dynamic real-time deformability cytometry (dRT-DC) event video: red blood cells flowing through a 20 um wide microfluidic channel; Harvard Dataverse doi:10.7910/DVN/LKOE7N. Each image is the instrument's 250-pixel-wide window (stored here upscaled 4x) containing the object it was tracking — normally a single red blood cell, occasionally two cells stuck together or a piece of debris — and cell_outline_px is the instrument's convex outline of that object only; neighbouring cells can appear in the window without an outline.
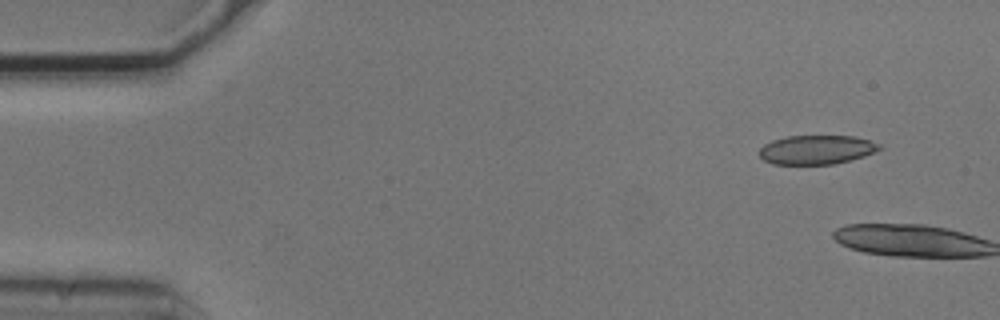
{"species": "common noctule bat (a hibernating species)", "species_latin": "Nyctalus noctula", "temperature_condition": "cold", "stored_images_in_passage": 5, "camera_frame_rate_fps": 3000, "um_per_image_px": 0.085, "animal": {"sex": "male", "body_mass_g": 20.5, "forearm_length_mm": 52.5}, "frame": {"image": 1, "passage_image": 2, "time_ms": 0.333, "image_size_px": [1000, 320], "cell_outline_px": [[884, 148], [864, 156], [832, 164], [772, 164], [764, 160], [760, 156], [760, 148], [764, 144], [772, 140], [788, 136], [852, 136], [868, 140], [880, 144]], "centroid_in_image_um": [69.4, 12.72], "position_along_channel_um": 15.6, "area_um2": 20.23}}
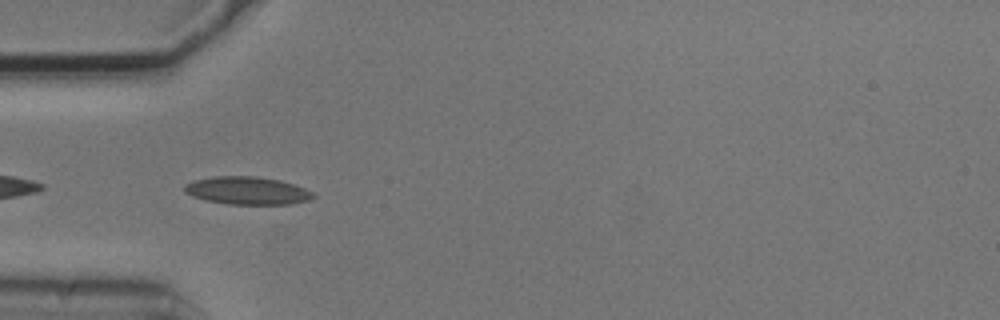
{"frame": {"image": 2, "passage_image": 4, "time_ms": 1.0, "image_size_px": [1000, 320], "cell_outline_px": [[316, 196], [308, 200], [292, 204], [228, 204], [208, 200], [192, 196], [184, 192], [184, 184], [192, 180], [212, 176], [256, 176], [280, 180], [296, 184], [312, 192]], "centroid_in_image_um": [21.01, 16.19], "position_along_channel_um": 64.0, "area_um2": 20.98}}